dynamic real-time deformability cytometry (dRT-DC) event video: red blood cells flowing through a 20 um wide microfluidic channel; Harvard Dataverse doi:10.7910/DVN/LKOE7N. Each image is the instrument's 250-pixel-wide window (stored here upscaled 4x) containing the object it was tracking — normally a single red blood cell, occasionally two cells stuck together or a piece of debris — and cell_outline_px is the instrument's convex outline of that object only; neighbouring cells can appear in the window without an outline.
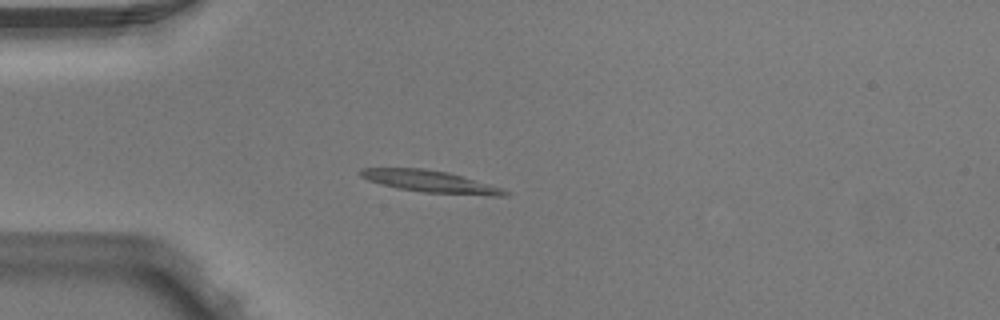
{"species": "Egyptian fruit bat (a non-hibernating species)", "species_latin": "Rousettus aegyptiacus", "temperature_condition": "warm", "stored_images_in_passage": 3, "camera_frame_rate_fps": 3000, "um_per_image_px": 0.085, "animal": {"sex": "male"}, "frame": {"image": 1, "passage_image": 2, "time_ms": 0.333, "image_size_px": [1000, 320], "cell_outline_px": [[508, 196], [488, 196], [424, 192], [396, 188], [380, 184], [368, 180], [360, 176], [360, 168], [424, 168], [448, 172], [488, 184], [500, 188], [508, 192]], "centroid_in_image_um": [36.54, 15.43], "position_along_channel_um": 48.5, "area_um2": 18.32}}